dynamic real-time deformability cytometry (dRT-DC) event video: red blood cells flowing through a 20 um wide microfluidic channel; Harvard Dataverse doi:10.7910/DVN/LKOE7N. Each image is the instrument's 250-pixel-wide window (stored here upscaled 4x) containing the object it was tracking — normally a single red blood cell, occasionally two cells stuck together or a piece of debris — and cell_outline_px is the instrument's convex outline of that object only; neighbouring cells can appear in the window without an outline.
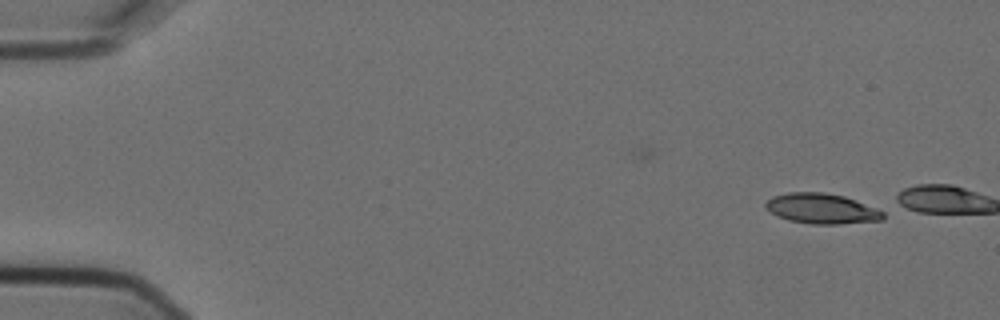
{"species": "Egyptian fruit bat (a non-hibernating species)", "species_latin": "Rousettus aegyptiacus", "temperature_condition": "cold", "stored_images_in_passage": 2, "camera_frame_rate_fps": 3000, "um_per_image_px": 0.085, "animal": {"sex": "female"}, "frame": {"image": 1, "passage_image": 2, "time_ms": 0.333, "image_size_px": [1000, 320], "cell_outline_px": [[884, 220], [840, 224], [812, 224], [788, 220], [776, 216], [768, 212], [764, 208], [764, 204], [772, 196], [788, 192], [824, 192], [844, 196], [876, 208], [884, 212]], "centroid_in_image_um": [69.8, 17.73], "position_along_channel_um": 15.2, "area_um2": 20.92}}